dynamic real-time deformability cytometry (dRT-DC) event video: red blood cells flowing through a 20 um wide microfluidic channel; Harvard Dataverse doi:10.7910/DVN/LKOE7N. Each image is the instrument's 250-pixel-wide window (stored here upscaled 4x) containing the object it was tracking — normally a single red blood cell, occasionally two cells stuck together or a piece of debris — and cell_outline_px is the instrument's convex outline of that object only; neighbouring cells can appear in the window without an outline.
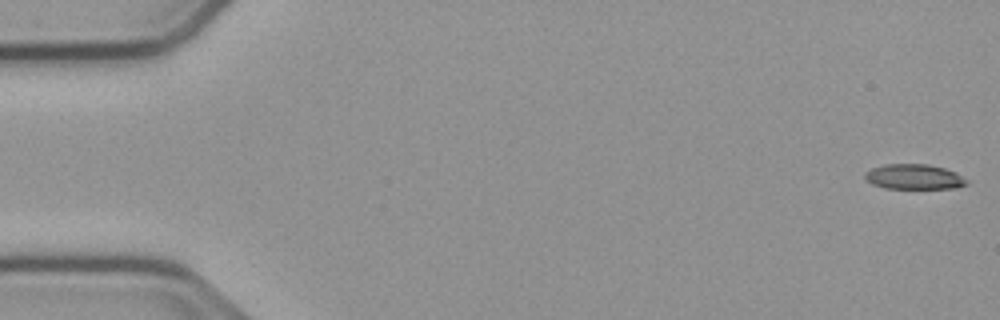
{"species": "common noctule bat (a hibernating species)", "species_latin": "Nyctalus noctula", "temperature_condition": "cold", "stored_images_in_passage": 48, "camera_frame_rate_fps": 3000, "um_per_image_px": 0.085, "animal": {"sex": "male", "body_mass_g": 23.1, "forearm_length_mm": 52.7}, "frame": {"image": 1, "passage_image": 1, "time_ms": 0.0, "image_size_px": [1000, 320], "cell_outline_px": [[968, 184], [956, 188], [884, 188], [872, 184], [864, 176], [864, 172], [872, 168], [884, 164], [928, 164], [944, 168], [956, 172], [968, 180]], "centroid_in_image_um": [77.71, 15.02], "position_along_channel_um": 7.3, "area_um2": 14.91}}
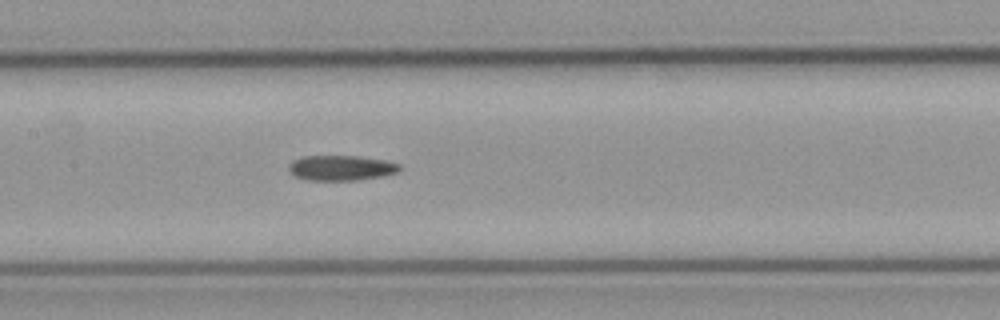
{"frame": {"image": 2, "passage_image": 26, "time_ms": 8.333, "image_size_px": [1000, 320], "cell_outline_px": [[404, 168], [400, 172], [384, 176], [360, 180], [308, 180], [296, 176], [288, 172], [288, 164], [292, 160], [300, 156], [360, 156], [384, 160], [400, 164]], "centroid_in_image_um": [29.02, 14.27], "position_along_channel_um": 178.4, "area_um2": 16.65}}
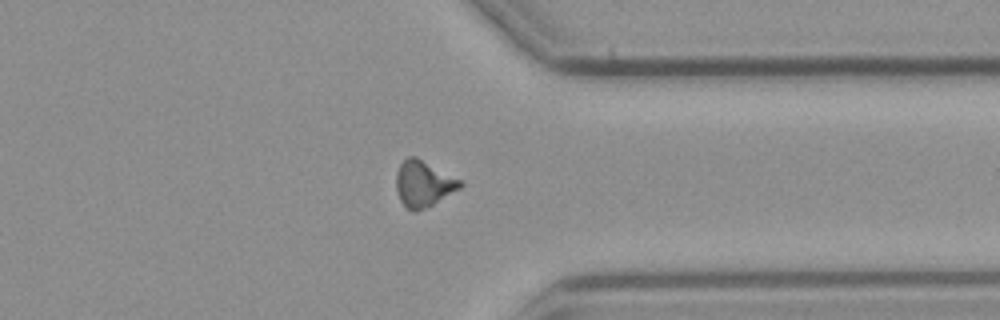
{"frame": {"image": 3, "passage_image": 42, "time_ms": 13.667, "image_size_px": [1000, 320], "cell_outline_px": [[464, 184], [460, 188], [432, 204], [416, 212], [404, 208], [400, 200], [396, 188], [396, 172], [400, 164], [408, 156], [416, 156], [460, 180]], "centroid_in_image_um": [35.95, 15.62], "position_along_channel_um": 375.4, "area_um2": 16.99}}